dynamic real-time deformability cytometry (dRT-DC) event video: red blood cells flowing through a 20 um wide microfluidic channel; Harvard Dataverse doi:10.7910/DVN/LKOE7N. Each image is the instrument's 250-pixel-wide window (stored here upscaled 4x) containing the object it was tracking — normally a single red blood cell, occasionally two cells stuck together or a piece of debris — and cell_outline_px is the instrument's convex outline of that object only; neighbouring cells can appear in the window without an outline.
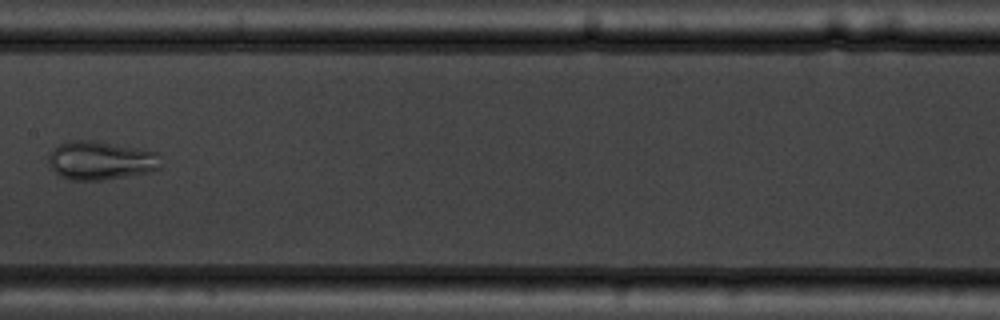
{"species": "common noctule bat (a hibernating species)", "species_latin": "Nyctalus noctula", "temperature_condition": "warm", "stored_images_in_passage": 6, "camera_frame_rate_fps": 3000, "um_per_image_px": 0.085, "animal": {"sex": "male", "body_mass_g": 19.5, "forearm_length_mm": 54.6}, "frame": {"image": 1, "passage_image": 5, "time_ms": 4.667, "image_size_px": [1000, 320], "cell_outline_px": [[160, 168], [148, 172], [100, 180], [72, 180], [60, 176], [48, 164], [48, 152], [60, 144], [68, 140], [96, 140], [156, 152]], "centroid_in_image_um": [8.48, 13.63], "position_along_channel_um": 198.9, "area_um2": 25.09}}